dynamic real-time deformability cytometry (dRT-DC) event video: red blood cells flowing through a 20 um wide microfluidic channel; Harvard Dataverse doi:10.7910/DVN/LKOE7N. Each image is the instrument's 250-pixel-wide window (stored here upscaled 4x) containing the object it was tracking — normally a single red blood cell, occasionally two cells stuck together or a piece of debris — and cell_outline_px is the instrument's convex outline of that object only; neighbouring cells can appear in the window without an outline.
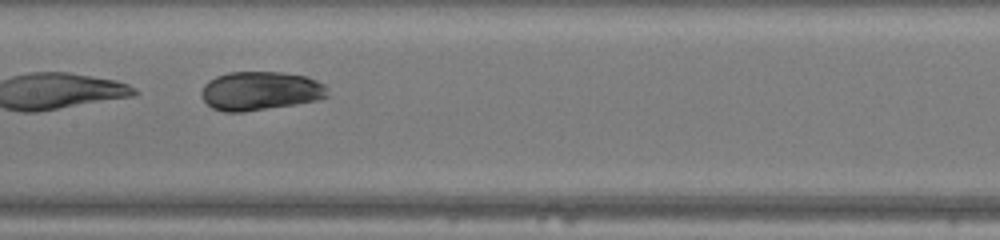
{"species": "human", "species_latin": "Homo sapiens", "temperature_condition": "warm", "stored_images_in_passage": 15, "camera_frame_rate_fps": 3000, "um_per_image_px": 0.085, "donor": {"sex": "female"}, "frame": {"image": 1, "passage_image": 9, "time_ms": 2.667, "image_size_px": [1000, 240], "cell_outline_px": [[328, 96], [320, 100], [296, 104], [244, 112], [224, 112], [212, 108], [204, 100], [200, 92], [204, 84], [208, 80], [216, 76], [228, 72], [284, 72], [304, 76], [316, 80], [324, 84], [328, 88]], "centroid_in_image_um": [22.13, 7.73], "position_along_channel_um": 185.3, "area_um2": 28.78}}